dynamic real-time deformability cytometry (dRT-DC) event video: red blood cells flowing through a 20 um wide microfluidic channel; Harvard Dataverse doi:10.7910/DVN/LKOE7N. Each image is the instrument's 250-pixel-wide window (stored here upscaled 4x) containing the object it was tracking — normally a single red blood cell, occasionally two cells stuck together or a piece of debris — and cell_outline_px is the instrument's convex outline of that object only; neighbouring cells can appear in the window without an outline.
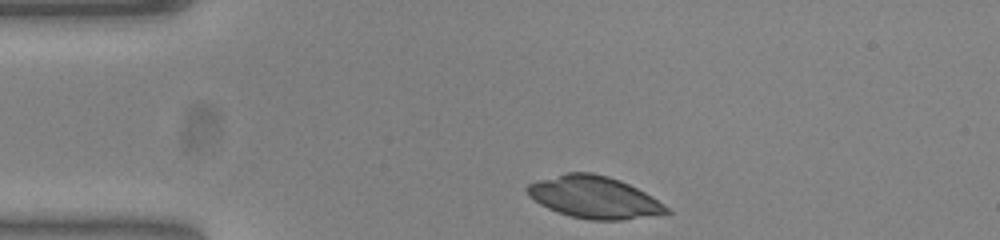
{"species": "common noctule bat (a hibernating species)", "species_latin": "Nyctalus noctula", "temperature_condition": "warm", "stored_images_in_passage": 33, "camera_frame_rate_fps": 3000, "um_per_image_px": 0.085, "animal": {"sex": "female", "body_mass_g": 23.0, "forearm_length_mm": 53.4}, "frame": {"image": 1, "passage_image": 1, "time_ms": 0.0, "image_size_px": [1000, 240], "cell_outline_px": [[672, 212], [620, 220], [588, 220], [572, 216], [548, 208], [540, 204], [528, 196], [524, 188], [528, 184], [536, 180], [564, 172], [592, 172], [608, 176], [620, 180], [652, 196], [664, 204]], "centroid_in_image_um": [50.45, 16.74], "position_along_channel_um": 34.6, "area_um2": 34.1}}
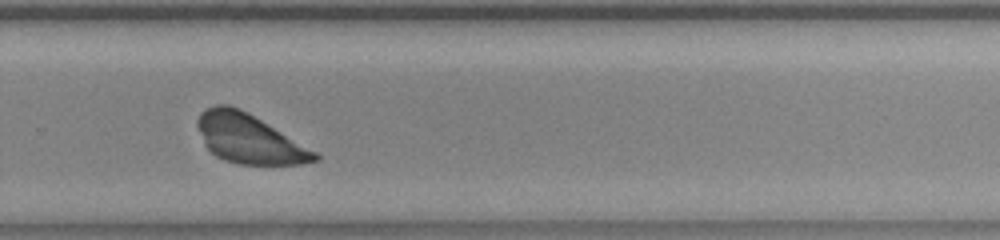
{"frame": {"image": 2, "passage_image": 26, "time_ms": 8.333, "image_size_px": [1000, 240], "cell_outline_px": [[320, 160], [304, 164], [240, 164], [224, 160], [216, 156], [204, 144], [196, 124], [196, 120], [200, 112], [216, 104], [228, 104], [240, 108], [248, 112], [316, 152], [320, 156]], "centroid_in_image_um": [21.15, 11.78], "position_along_channel_um": 308.6, "area_um2": 33.47}}